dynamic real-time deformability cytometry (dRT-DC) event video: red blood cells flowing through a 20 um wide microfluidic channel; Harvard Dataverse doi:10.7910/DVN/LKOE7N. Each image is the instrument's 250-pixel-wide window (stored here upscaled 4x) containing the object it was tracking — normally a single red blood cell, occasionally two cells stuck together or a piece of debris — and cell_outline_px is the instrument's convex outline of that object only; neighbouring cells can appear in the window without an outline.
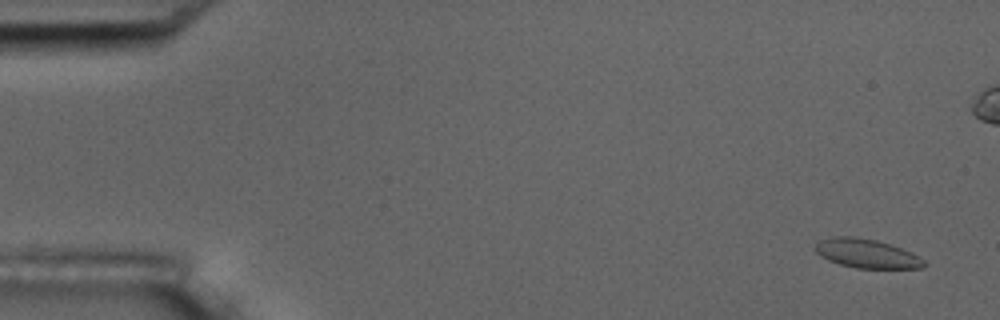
{"species": "common noctule bat (a hibernating species)", "species_latin": "Nyctalus noctula", "temperature_condition": "room temperature", "stored_images_in_passage": 6, "camera_frame_rate_fps": 3000, "um_per_image_px": 0.085, "animal": {"sex": "male", "body_mass_g": 17.5, "forearm_length_mm": 52.3}, "frame": {"image": 1, "passage_image": 1, "time_ms": 0.0, "image_size_px": [1000, 320], "cell_outline_px": [[924, 268], [856, 268], [840, 264], [828, 260], [820, 256], [812, 248], [820, 240], [832, 236], [856, 236], [876, 240], [912, 252], [924, 260]], "centroid_in_image_um": [73.62, 21.54], "position_along_channel_um": 11.4, "area_um2": 18.38}}